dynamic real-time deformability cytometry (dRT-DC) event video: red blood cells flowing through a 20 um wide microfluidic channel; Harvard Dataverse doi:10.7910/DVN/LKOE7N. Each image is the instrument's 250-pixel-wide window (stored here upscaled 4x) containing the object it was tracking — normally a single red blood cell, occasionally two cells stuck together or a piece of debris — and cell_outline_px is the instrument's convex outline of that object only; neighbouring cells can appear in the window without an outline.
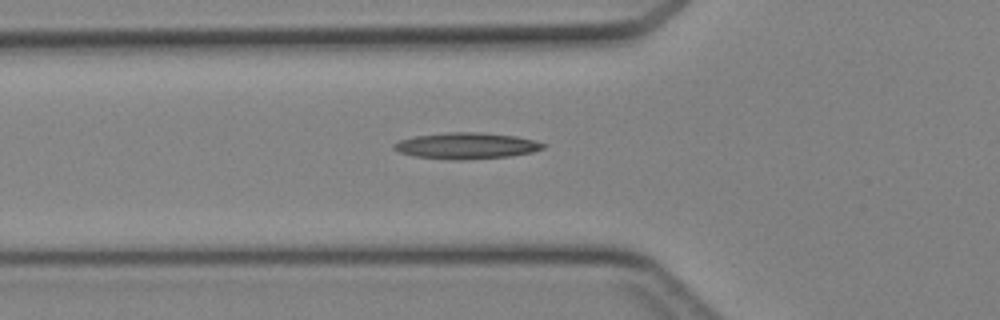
{"species": "Egyptian fruit bat (a non-hibernating species)", "species_latin": "Rousettus aegyptiacus", "temperature_condition": "cold", "stored_images_in_passage": 28, "camera_frame_rate_fps": 3000, "um_per_image_px": 0.085, "animal": {"sex": "female"}, "frame": {"image": 1, "passage_image": 2, "time_ms": 0.333, "image_size_px": [1000, 320], "cell_outline_px": [[548, 144], [544, 148], [532, 152], [512, 156], [460, 160], [452, 160], [416, 156], [400, 152], [392, 148], [392, 144], [400, 140], [412, 136], [448, 132], [480, 132], [516, 136], [536, 140]], "centroid_in_image_um": [39.67, 12.38], "position_along_channel_um": 86.1, "area_um2": 23.0}}
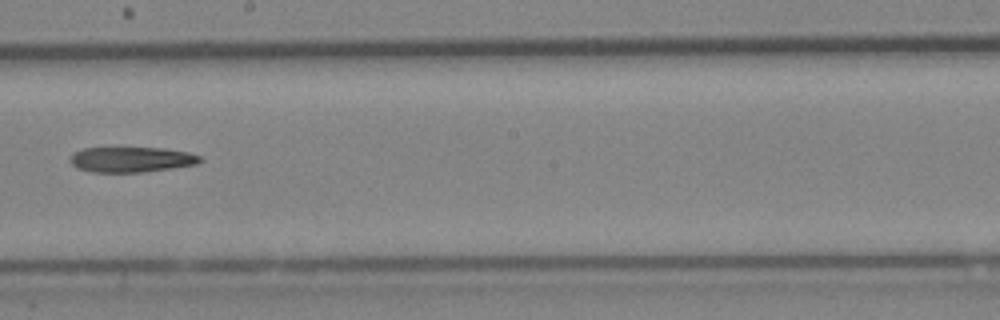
{"frame": {"image": 2, "passage_image": 12, "time_ms": 3.667, "image_size_px": [1000, 320], "cell_outline_px": [[204, 160], [196, 164], [172, 168], [144, 172], [92, 172], [76, 168], [68, 160], [72, 152], [84, 148], [164, 148], [188, 152], [200, 156]], "centroid_in_image_um": [11.14, 13.56], "position_along_channel_um": 237.1, "area_um2": 19.31}}
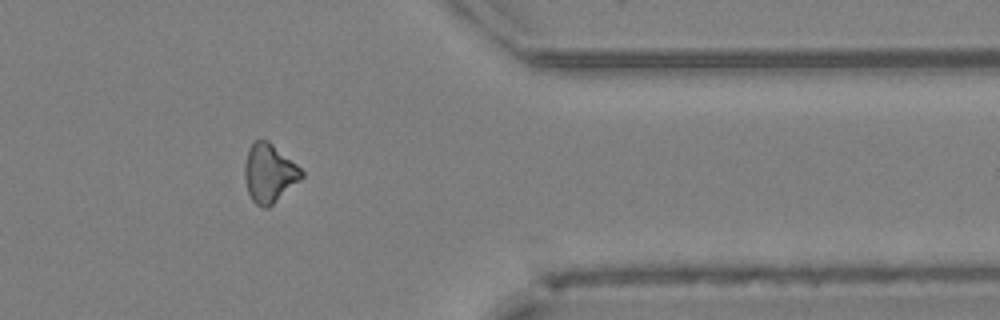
{"frame": {"image": 3, "passage_image": 23, "time_ms": 7.333, "image_size_px": [1000, 320], "cell_outline_px": [[304, 176], [300, 180], [268, 208], [264, 208], [256, 204], [252, 200], [248, 192], [244, 176], [244, 164], [248, 148], [256, 140], [268, 140], [296, 164], [304, 172]], "centroid_in_image_um": [22.87, 14.72], "position_along_channel_um": 388.5, "area_um2": 19.31}}